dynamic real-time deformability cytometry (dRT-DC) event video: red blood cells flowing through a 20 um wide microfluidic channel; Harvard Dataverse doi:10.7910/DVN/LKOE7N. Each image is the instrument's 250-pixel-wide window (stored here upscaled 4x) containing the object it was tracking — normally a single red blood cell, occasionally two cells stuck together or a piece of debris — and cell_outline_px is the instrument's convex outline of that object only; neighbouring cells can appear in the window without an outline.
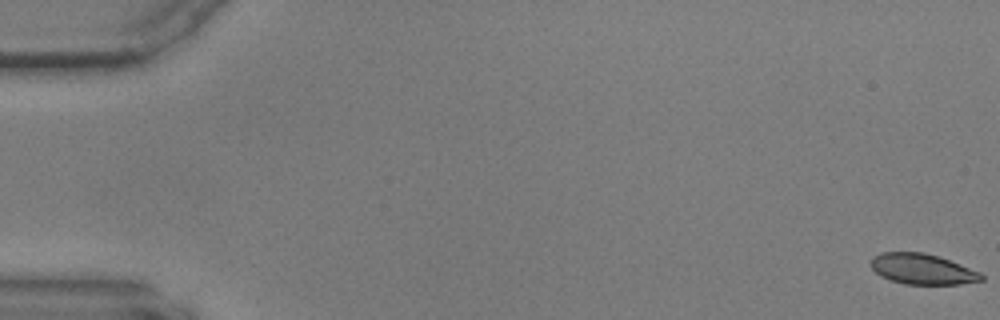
{"species": "common noctule bat (a hibernating species)", "species_latin": "Nyctalus noctula", "temperature_condition": "warm", "stored_images_in_passage": 12, "camera_frame_rate_fps": 3000, "um_per_image_px": 0.085, "animal": {"sex": "male", "body_mass_g": 17.9, "forearm_length_mm": 54.2}, "frame": {"image": 1, "passage_image": 1, "time_ms": 0.0, "image_size_px": [1000, 320], "cell_outline_px": [[984, 280], [960, 284], [904, 284], [880, 276], [872, 268], [872, 256], [880, 252], [924, 252], [948, 260], [980, 272], [984, 276]], "centroid_in_image_um": [78.39, 22.87], "position_along_channel_um": 6.6, "area_um2": 19.48}}